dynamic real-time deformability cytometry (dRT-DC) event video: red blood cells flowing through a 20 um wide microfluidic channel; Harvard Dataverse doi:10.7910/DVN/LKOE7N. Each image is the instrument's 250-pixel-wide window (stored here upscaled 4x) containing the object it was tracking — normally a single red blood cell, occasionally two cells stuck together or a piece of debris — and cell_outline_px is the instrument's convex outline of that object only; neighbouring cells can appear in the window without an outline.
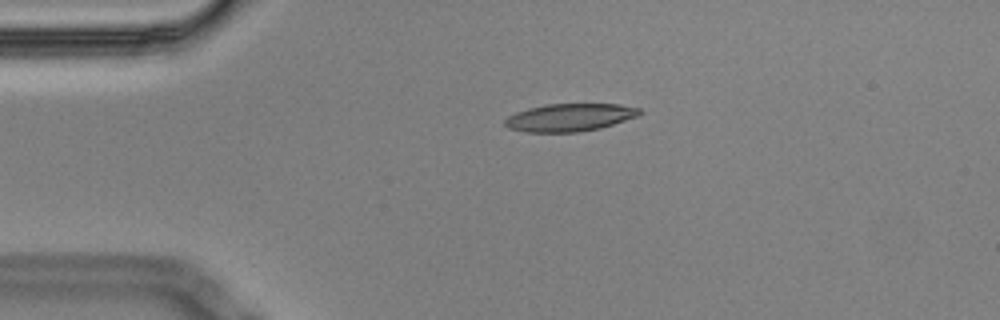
{"species": "Egyptian fruit bat (a non-hibernating species)", "species_latin": "Rousettus aegyptiacus", "temperature_condition": "cold", "stored_images_in_passage": 53, "camera_frame_rate_fps": 3000, "um_per_image_px": 0.085, "animal": {"sex": "male"}, "frame": {"image": 1, "passage_image": 8, "time_ms": 2.333, "image_size_px": [1000, 320], "cell_outline_px": [[640, 112], [636, 116], [600, 128], [580, 132], [528, 132], [508, 128], [504, 124], [504, 120], [508, 116], [516, 112], [528, 108], [544, 104], [620, 104], [640, 108]], "centroid_in_image_um": [48.37, 9.98], "position_along_channel_um": 36.6, "area_um2": 21.62}}
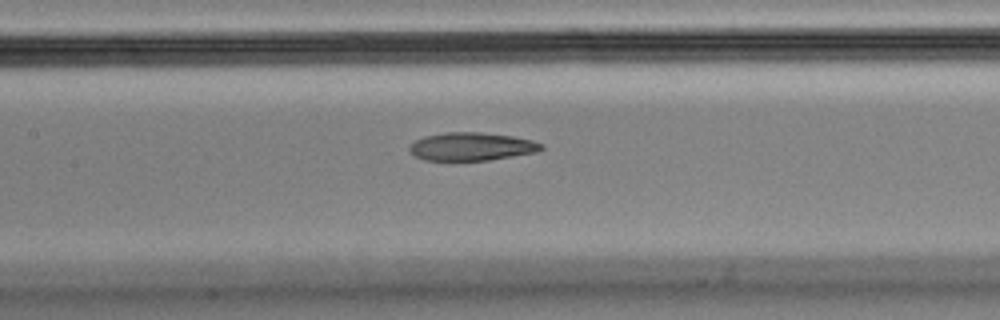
{"frame": {"image": 2, "passage_image": 22, "time_ms": 7.0, "image_size_px": [1000, 320], "cell_outline_px": [[544, 148], [536, 152], [488, 160], [424, 160], [416, 156], [408, 148], [416, 140], [424, 136], [444, 132], [480, 132], [512, 136], [532, 140], [544, 144]], "centroid_in_image_um": [40.1, 12.45], "position_along_channel_um": 167.3, "area_um2": 21.44}}
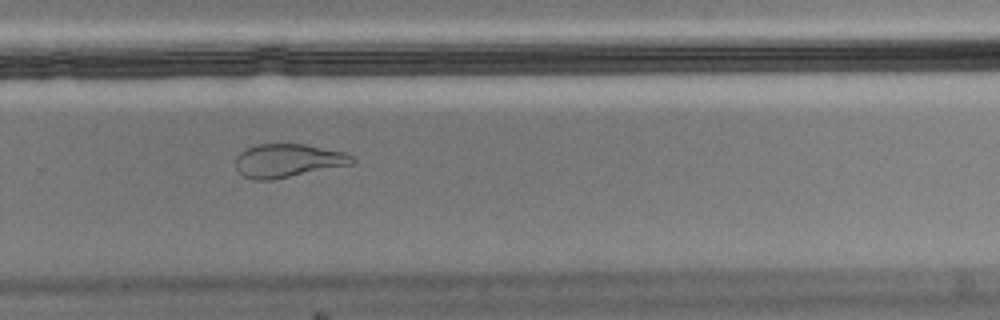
{"frame": {"image": 3, "passage_image": 34, "time_ms": 11.0, "image_size_px": [1000, 320], "cell_outline_px": [[356, 160], [352, 164], [272, 180], [252, 180], [244, 176], [236, 168], [236, 156], [244, 148], [252, 144], [304, 144], [344, 152], [352, 156]], "centroid_in_image_um": [24.43, 13.64], "position_along_channel_um": 305.4, "area_um2": 22.77}, "authors_computed_cell_mechanics": {"area_um2": 22.7732, "velocity_mm_per_s": 3.4671, "shape_relaxation_time_tau1_ms": null, "shape_relaxation_time_tau2_ms": 2.5981, "deformation_change_tau1": null, "deformation_change_tau2": 0.1022}}